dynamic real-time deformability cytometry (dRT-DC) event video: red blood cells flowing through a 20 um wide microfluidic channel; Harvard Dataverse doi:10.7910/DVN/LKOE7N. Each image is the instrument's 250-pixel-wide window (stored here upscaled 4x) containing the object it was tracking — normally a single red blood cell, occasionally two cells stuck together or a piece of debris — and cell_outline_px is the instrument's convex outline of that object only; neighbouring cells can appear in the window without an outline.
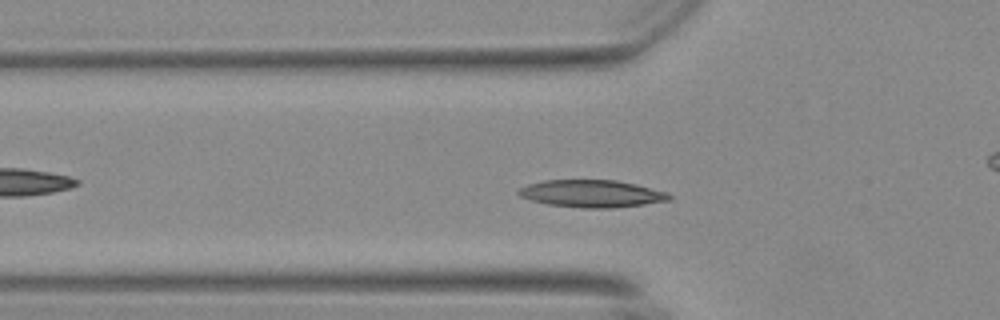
{"species": "Egyptian fruit bat (a non-hibernating species)", "species_latin": "Rousettus aegyptiacus", "temperature_condition": "warm", "stored_images_in_passage": 51, "camera_frame_rate_fps": 3000, "um_per_image_px": 0.085, "animal": {"sex": "female"}, "frame": {"image": 1, "passage_image": 13, "time_ms": 4.0, "image_size_px": [1000, 320], "cell_outline_px": [[672, 200], [616, 208], [580, 208], [548, 204], [532, 200], [520, 196], [516, 192], [520, 188], [528, 184], [544, 180], [616, 180], [636, 184], [668, 192], [672, 196]], "centroid_in_image_um": [50.33, 16.46], "position_along_channel_um": 75.5, "area_um2": 24.1}}
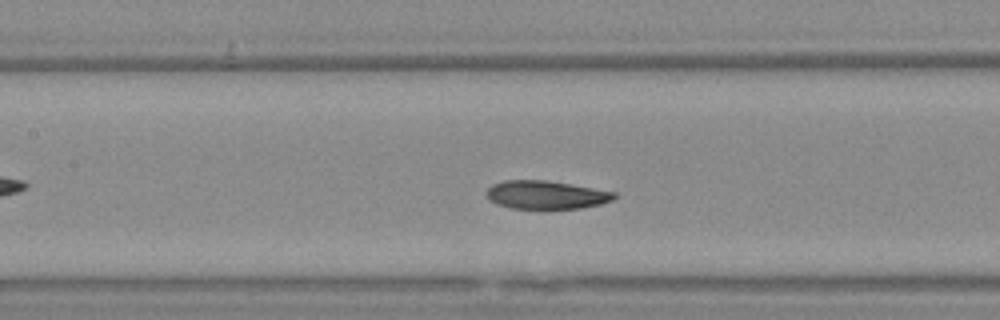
{"frame": {"image": 2, "passage_image": 20, "time_ms": 6.333, "image_size_px": [1000, 320], "cell_outline_px": [[616, 196], [612, 200], [600, 204], [580, 208], [548, 212], [544, 212], [508, 208], [496, 204], [484, 192], [492, 184], [504, 180], [544, 180], [616, 192]], "centroid_in_image_um": [46.37, 16.62], "position_along_channel_um": 161.0, "area_um2": 21.91}}
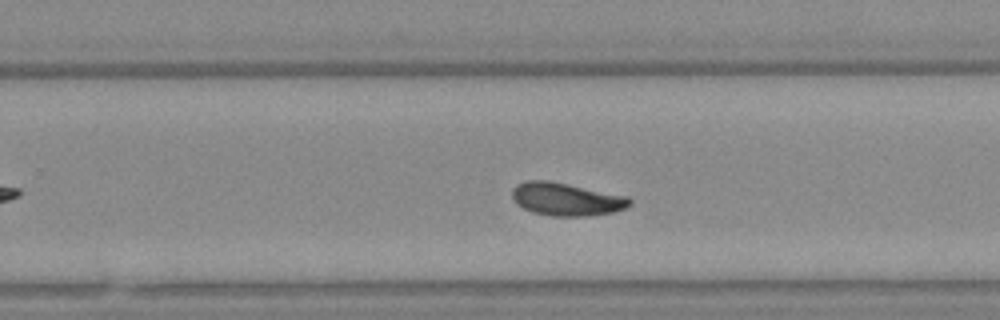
{"frame": {"image": 3, "passage_image": 30, "time_ms": 9.667, "image_size_px": [1000, 320], "cell_outline_px": [[632, 204], [624, 208], [612, 212], [588, 216], [548, 216], [532, 212], [516, 204], [512, 196], [512, 188], [516, 184], [528, 180], [548, 180], [628, 196], [632, 200]], "centroid_in_image_um": [48.12, 16.93], "position_along_channel_um": 281.7, "area_um2": 22.66}, "authors_computed_cell_mechanics": {"area_um2": 22.1374, "velocity_mm_per_s": 3.6402, "shape_relaxation_time_tau1_ms": 4.3336, "shape_relaxation_time_tau2_ms": 2.6321, "deformation_change_tau1": 0.1556, "deformation_change_tau2": 0.0803}}